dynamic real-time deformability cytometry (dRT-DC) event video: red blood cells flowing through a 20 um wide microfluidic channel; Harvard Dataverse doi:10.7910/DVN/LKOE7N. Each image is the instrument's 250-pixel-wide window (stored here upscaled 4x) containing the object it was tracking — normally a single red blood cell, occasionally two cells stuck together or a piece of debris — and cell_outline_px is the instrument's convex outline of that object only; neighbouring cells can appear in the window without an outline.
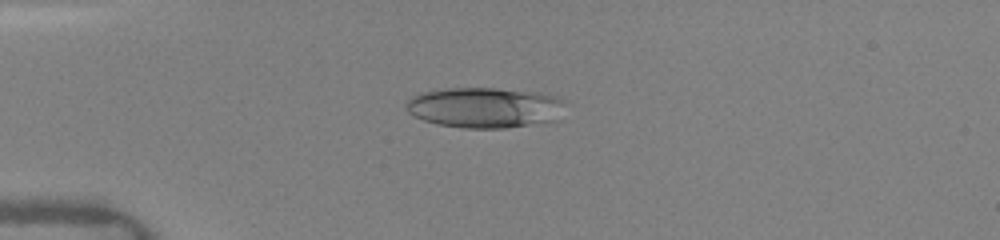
{"species": "human", "species_latin": "Homo sapiens", "temperature_condition": "warm", "stored_images_in_passage": 27, "camera_frame_rate_fps": 3000, "um_per_image_px": 0.085, "donor": {"sex": "female"}, "frame": {"image": 1, "passage_image": 9, "time_ms": 4.0, "image_size_px": [1000, 240], "cell_outline_px": [[564, 104], [556, 120], [504, 128], [464, 128], [436, 124], [424, 120], [408, 112], [404, 108], [408, 100], [412, 96], [420, 92], [448, 88], [496, 88], [536, 92], [556, 96], [564, 100]], "centroid_in_image_um": [41.16, 9.13], "position_along_channel_um": 43.8, "area_um2": 37.45}}
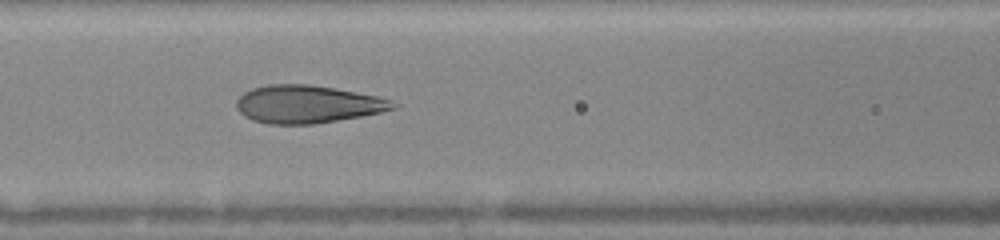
{"frame": {"image": 2, "passage_image": 22, "time_ms": 7.0, "image_size_px": [1000, 240], "cell_outline_px": [[396, 108], [380, 112], [360, 116], [312, 124], [268, 124], [252, 120], [244, 116], [236, 108], [236, 100], [244, 92], [252, 88], [268, 84], [308, 84], [332, 88], [376, 96], [392, 100], [396, 104]], "centroid_in_image_um": [26.08, 8.86], "position_along_channel_um": 140.5, "area_um2": 34.22}}
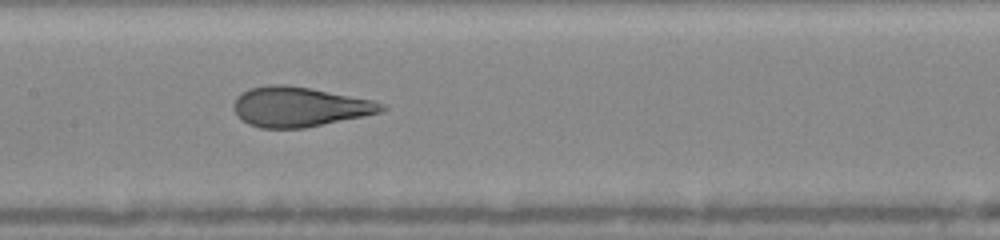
{"frame": {"image": 3, "passage_image": 26, "time_ms": 8.0, "image_size_px": [1000, 240], "cell_outline_px": [[388, 108], [380, 112], [364, 116], [304, 128], [260, 128], [248, 124], [236, 116], [232, 108], [232, 104], [236, 96], [240, 92], [248, 88], [268, 84], [284, 84], [312, 88], [372, 100], [388, 104]], "centroid_in_image_um": [25.41, 9.07], "position_along_channel_um": 182.0, "area_um2": 34.8}}